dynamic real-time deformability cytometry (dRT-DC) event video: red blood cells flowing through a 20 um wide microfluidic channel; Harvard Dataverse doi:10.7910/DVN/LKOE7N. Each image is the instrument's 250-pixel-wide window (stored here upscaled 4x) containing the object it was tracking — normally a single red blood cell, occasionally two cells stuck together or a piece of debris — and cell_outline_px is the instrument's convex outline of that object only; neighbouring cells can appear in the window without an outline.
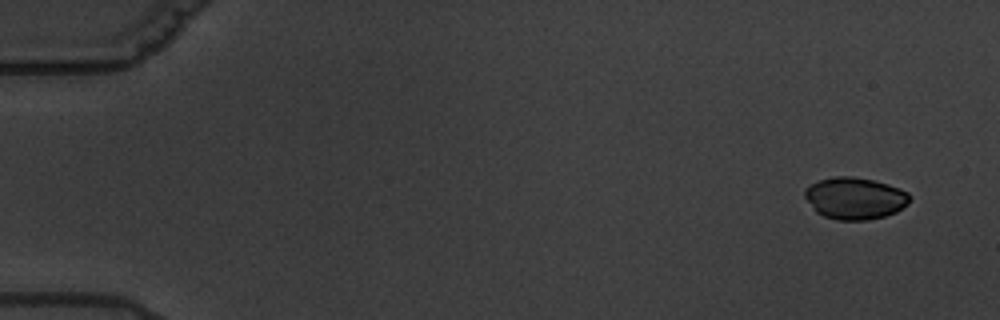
{"species": "common noctule bat (a hibernating species)", "species_latin": "Nyctalus noctula", "temperature_condition": "warm", "stored_images_in_passage": 6, "camera_frame_rate_fps": 3000, "um_per_image_px": 0.085, "animal": {"sex": "male", "body_mass_g": 19.5, "forearm_length_mm": 54.6}, "frame": {"image": 1, "passage_image": 1, "time_ms": 0.0, "image_size_px": [1000, 320], "cell_outline_px": [[908, 204], [896, 212], [884, 216], [868, 220], [836, 220], [824, 216], [816, 212], [804, 196], [804, 188], [820, 180], [836, 176], [852, 176], [872, 180], [888, 184], [900, 188], [908, 192]], "centroid_in_image_um": [72.65, 16.85], "position_along_channel_um": 12.3, "area_um2": 25.55}}
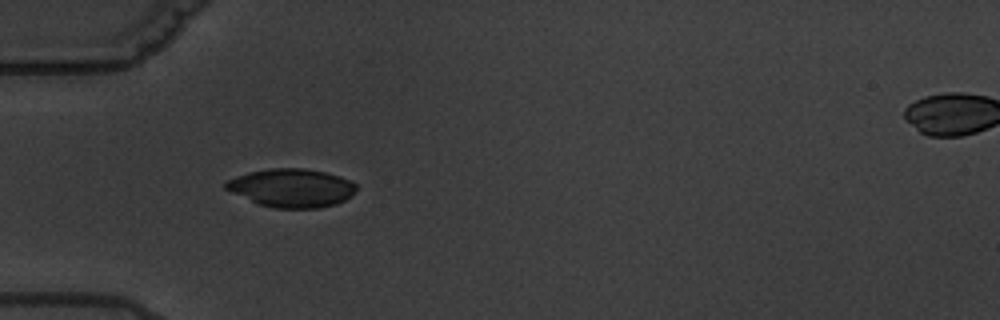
{"frame": {"image": 2, "passage_image": 5, "time_ms": 5.333, "image_size_px": [1000, 320], "cell_outline_px": [[356, 192], [344, 200], [336, 204], [316, 208], [276, 208], [260, 204], [232, 192], [224, 188], [224, 184], [228, 180], [236, 176], [248, 172], [268, 168], [304, 168], [324, 172], [340, 176], [356, 184]], "centroid_in_image_um": [24.79, 15.96], "position_along_channel_um": 60.2, "area_um2": 29.02}}